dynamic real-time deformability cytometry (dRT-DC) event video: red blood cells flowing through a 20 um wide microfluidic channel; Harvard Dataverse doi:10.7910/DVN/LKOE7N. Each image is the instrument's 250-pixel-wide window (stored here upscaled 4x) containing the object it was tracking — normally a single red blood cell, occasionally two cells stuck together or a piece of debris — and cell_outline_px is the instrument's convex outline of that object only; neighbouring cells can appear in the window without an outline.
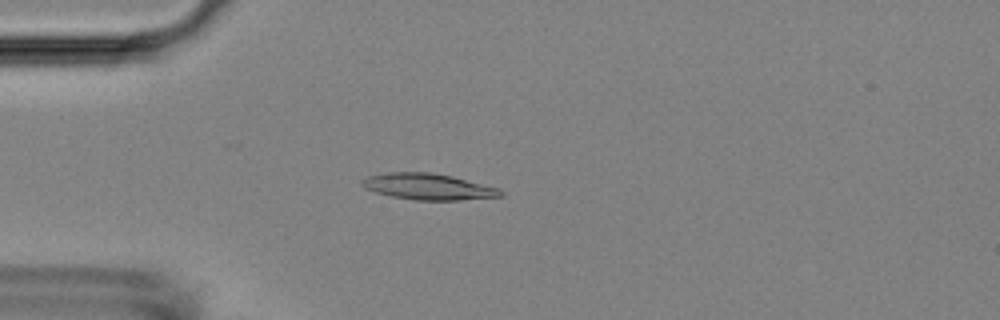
{"species": "Egyptian fruit bat (a non-hibernating species)", "species_latin": "Rousettus aegyptiacus", "temperature_condition": "room temperature", "stored_images_in_passage": 53, "camera_frame_rate_fps": 3000, "um_per_image_px": 0.085, "animal": {"sex": "female"}, "frame": {"image": 1, "passage_image": 14, "time_ms": 4.333, "image_size_px": [1000, 320], "cell_outline_px": [[504, 196], [460, 200], [416, 200], [392, 196], [376, 192], [364, 188], [360, 184], [360, 180], [368, 176], [384, 172], [432, 172], [452, 176], [500, 188], [504, 192]], "centroid_in_image_um": [36.4, 15.86], "position_along_channel_um": 48.6, "area_um2": 21.33}}
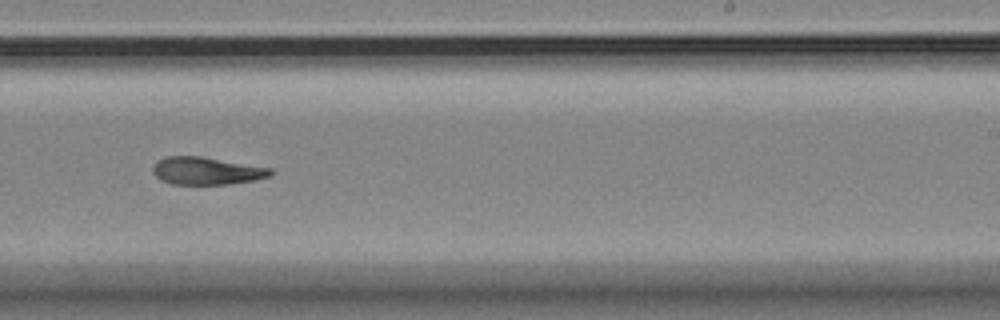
{"frame": {"image": 2, "passage_image": 33, "time_ms": 10.667, "image_size_px": [1000, 320], "cell_outline_px": [[272, 176], [256, 180], [228, 184], [172, 184], [160, 180], [152, 172], [152, 168], [156, 160], [164, 156], [200, 156], [272, 168]], "centroid_in_image_um": [17.53, 14.52], "position_along_channel_um": 271.5, "area_um2": 19.07}}
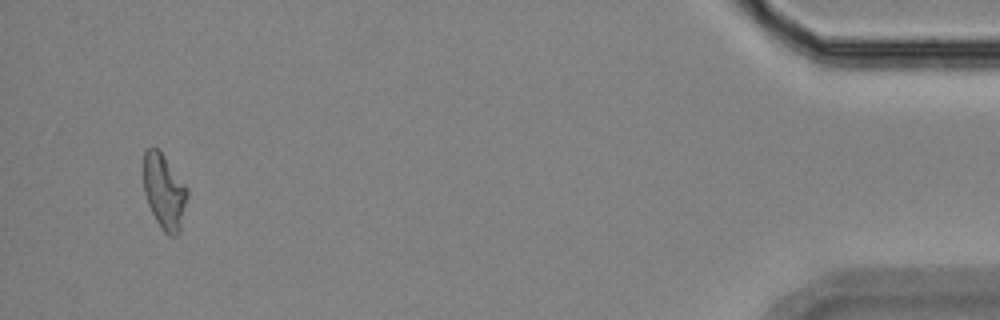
{"frame": {"image": 3, "passage_image": 51, "time_ms": 16.667, "image_size_px": [1000, 320], "cell_outline_px": [[188, 196], [180, 232], [176, 236], [168, 236], [160, 228], [148, 204], [144, 192], [144, 152], [152, 144], [164, 156], [188, 188]], "centroid_in_image_um": [13.97, 16.31], "position_along_channel_um": 421.2, "area_um2": 19.25}}